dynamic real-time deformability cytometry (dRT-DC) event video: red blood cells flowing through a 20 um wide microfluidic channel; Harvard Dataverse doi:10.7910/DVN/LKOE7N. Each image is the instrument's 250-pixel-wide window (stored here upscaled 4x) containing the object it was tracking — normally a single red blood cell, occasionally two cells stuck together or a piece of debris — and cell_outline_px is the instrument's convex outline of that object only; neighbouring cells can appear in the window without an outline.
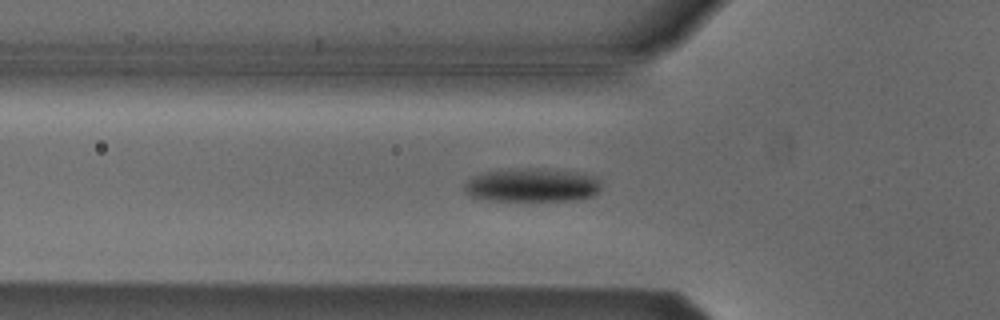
{"species": "Egyptian fruit bat (a non-hibernating species)", "species_latin": "Rousettus aegyptiacus", "temperature_condition": "cold", "stored_images_in_passage": 43, "camera_frame_rate_fps": 3000, "um_per_image_px": 0.085, "animal": {"sex": "male"}, "frame": {"image": 1, "passage_image": 14, "time_ms": 4.333, "image_size_px": [1000, 320], "cell_outline_px": [[600, 188], [592, 196], [576, 200], [492, 200], [472, 196], [464, 188], [464, 184], [468, 180], [484, 172], [528, 168], [544, 168], [584, 172], [592, 176], [600, 184]], "centroid_in_image_um": [45.28, 15.72], "position_along_channel_um": 80.5, "area_um2": 26.41}}
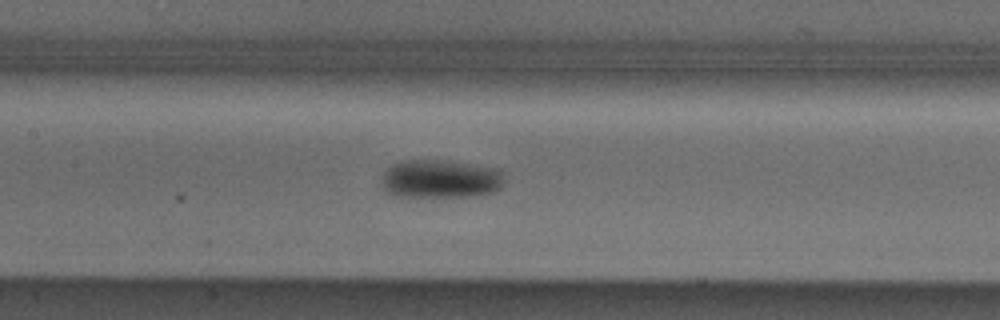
{"frame": {"image": 2, "passage_image": 21, "time_ms": 6.667, "image_size_px": [1000, 320], "cell_outline_px": [[504, 184], [500, 188], [492, 192], [468, 196], [396, 196], [384, 192], [380, 180], [384, 172], [392, 164], [400, 160], [440, 160], [500, 168], [504, 172]], "centroid_in_image_um": [37.42, 15.2], "position_along_channel_um": 170.0, "area_um2": 27.74}}
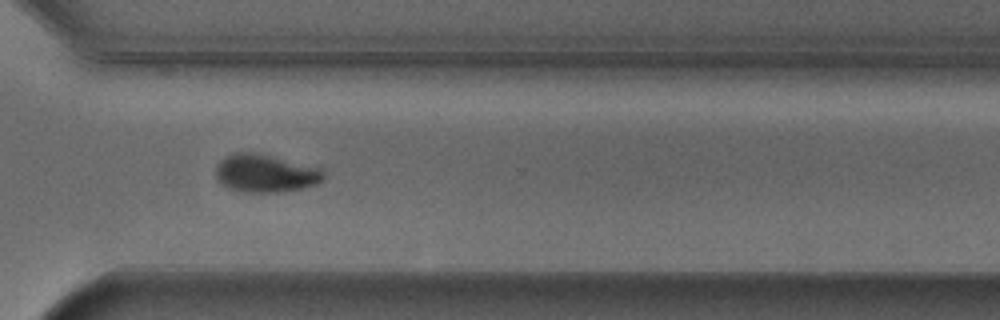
{"frame": {"image": 3, "passage_image": 35, "time_ms": 11.333, "image_size_px": [1000, 320], "cell_outline_px": [[324, 180], [316, 184], [304, 188], [284, 192], [244, 192], [228, 188], [220, 184], [216, 176], [216, 164], [220, 160], [236, 152], [260, 152], [320, 168], [324, 172]], "centroid_in_image_um": [22.56, 14.73], "position_along_channel_um": 348.0, "area_um2": 24.16}, "authors_computed_cell_mechanics": {"area_um2": 24.4494, "velocity_mm_per_s": 3.8238, "shape_relaxation_time_tau1_ms": 4.2977, "shape_relaxation_time_tau2_ms": 5.4209, "deformation_change_tau1": 0.1309, "deformation_change_tau2": 0.0702}}